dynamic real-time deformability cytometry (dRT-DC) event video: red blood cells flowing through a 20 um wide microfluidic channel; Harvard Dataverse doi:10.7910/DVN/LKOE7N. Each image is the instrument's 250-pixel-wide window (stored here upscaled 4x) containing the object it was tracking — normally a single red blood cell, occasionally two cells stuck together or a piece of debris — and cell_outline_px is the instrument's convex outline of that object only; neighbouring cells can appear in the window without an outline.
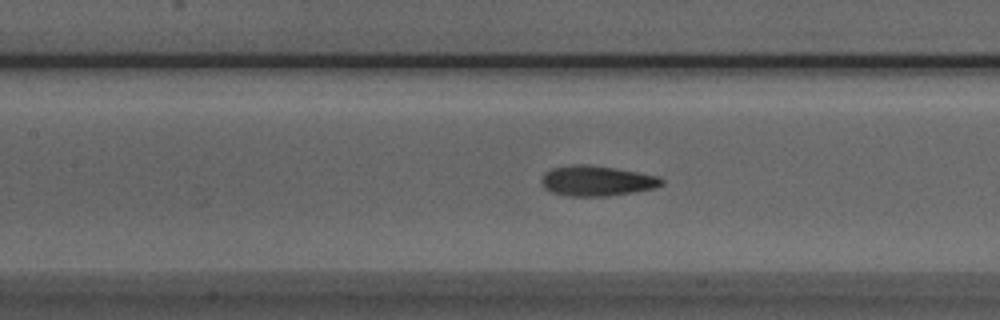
{"species": "Egyptian fruit bat (a non-hibernating species)", "species_latin": "Rousettus aegyptiacus", "temperature_condition": "room temperature", "stored_images_in_passage": 28, "camera_frame_rate_fps": 3000, "um_per_image_px": 0.085, "animal": {"sex": "male"}, "frame": {"image": 1, "passage_image": 13, "time_ms": 4.0, "image_size_px": [1000, 320], "cell_outline_px": [[664, 184], [652, 188], [632, 192], [608, 196], [568, 196], [552, 192], [544, 188], [540, 180], [544, 172], [552, 168], [572, 164], [588, 164], [660, 176], [664, 180]], "centroid_in_image_um": [50.69, 15.37], "position_along_channel_um": 156.7, "area_um2": 21.15}}
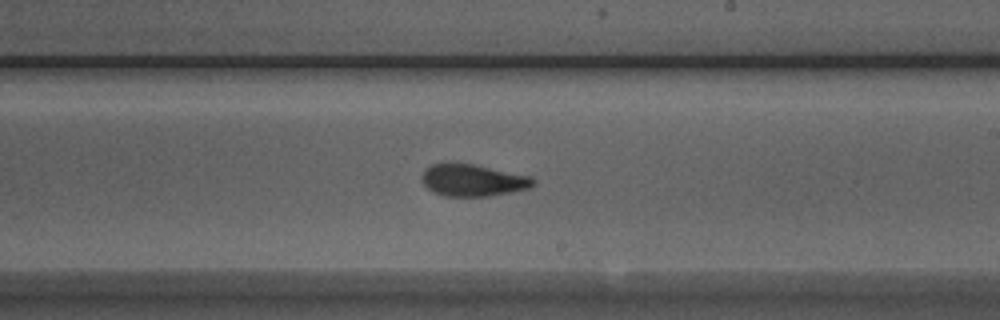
{"frame": {"image": 2, "passage_image": 20, "time_ms": 6.333, "image_size_px": [1000, 320], "cell_outline_px": [[536, 184], [528, 188], [512, 192], [488, 196], [444, 196], [432, 192], [424, 184], [424, 168], [432, 164], [472, 164], [532, 176], [536, 180]], "centroid_in_image_um": [40.25, 15.33], "position_along_channel_um": 248.8, "area_um2": 20.52}}
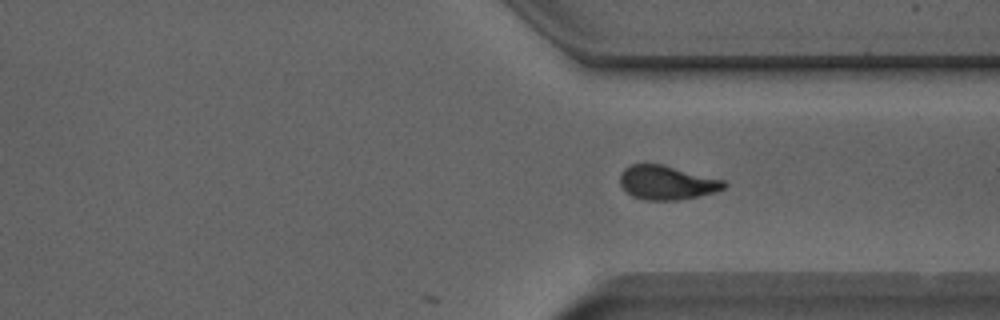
{"frame": {"image": 3, "passage_image": 28, "time_ms": 9.0, "image_size_px": [1000, 320], "cell_outline_px": [[728, 184], [724, 188], [716, 192], [700, 196], [680, 200], [644, 200], [632, 196], [620, 184], [620, 172], [624, 168], [632, 164], [664, 164], [724, 180]], "centroid_in_image_um": [56.7, 15.52], "position_along_channel_um": 354.7, "area_um2": 20.81}}